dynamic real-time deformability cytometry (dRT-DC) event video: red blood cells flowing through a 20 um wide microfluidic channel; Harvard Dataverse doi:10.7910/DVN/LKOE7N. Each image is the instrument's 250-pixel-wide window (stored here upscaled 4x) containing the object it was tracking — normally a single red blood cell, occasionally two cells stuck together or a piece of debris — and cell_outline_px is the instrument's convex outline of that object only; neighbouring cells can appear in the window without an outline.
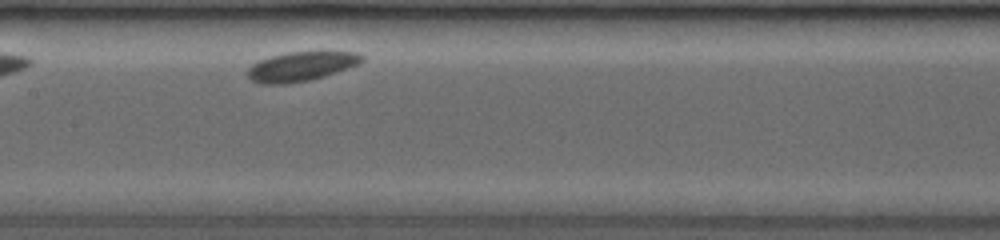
{"species": "common noctule bat (a hibernating species)", "species_latin": "Nyctalus noctula", "temperature_condition": "room temperature", "stored_images_in_passage": 6, "camera_frame_rate_fps": 3500, "um_per_image_px": 0.085, "animal": {"sex": "female", "body_mass_g": 19.0, "forearm_length_mm": 53.3}, "frame": {"image": 1, "passage_image": 6, "time_ms": 3.714, "image_size_px": [1000, 240], "cell_outline_px": [[364, 60], [360, 64], [324, 76], [308, 80], [284, 84], [264, 84], [252, 80], [248, 76], [248, 68], [252, 64], [268, 56], [288, 52], [320, 48], [328, 48], [356, 52], [364, 56]], "centroid_in_image_um": [25.7, 5.56], "position_along_channel_um": 181.7, "area_um2": 20.52}}